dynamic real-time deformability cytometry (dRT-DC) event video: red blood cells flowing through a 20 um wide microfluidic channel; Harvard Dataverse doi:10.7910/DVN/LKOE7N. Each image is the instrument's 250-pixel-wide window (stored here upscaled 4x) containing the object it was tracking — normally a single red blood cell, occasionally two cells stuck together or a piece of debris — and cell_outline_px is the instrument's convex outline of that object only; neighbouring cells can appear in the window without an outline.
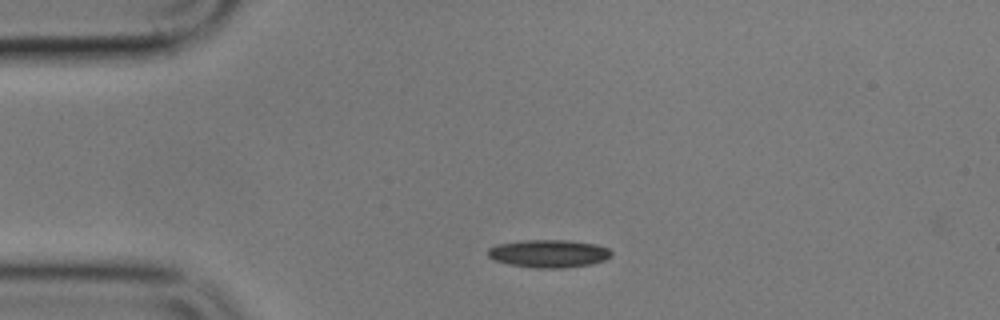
{"species": "common noctule bat (a hibernating species)", "species_latin": "Nyctalus noctula", "temperature_condition": "cold", "stored_images_in_passage": 5, "camera_frame_rate_fps": 3000, "um_per_image_px": 0.085, "animal": {"sex": "male", "body_mass_g": 17.9}, "frame": {"image": 1, "passage_image": 3, "time_ms": 2.667, "image_size_px": [1000, 320], "cell_outline_px": [[612, 256], [604, 260], [592, 264], [564, 268], [536, 268], [508, 264], [492, 260], [488, 256], [488, 248], [496, 244], [524, 240], [568, 240], [596, 244], [608, 248], [612, 252]], "centroid_in_image_um": [46.63, 21.55], "position_along_channel_um": 38.4, "area_um2": 20.23}}